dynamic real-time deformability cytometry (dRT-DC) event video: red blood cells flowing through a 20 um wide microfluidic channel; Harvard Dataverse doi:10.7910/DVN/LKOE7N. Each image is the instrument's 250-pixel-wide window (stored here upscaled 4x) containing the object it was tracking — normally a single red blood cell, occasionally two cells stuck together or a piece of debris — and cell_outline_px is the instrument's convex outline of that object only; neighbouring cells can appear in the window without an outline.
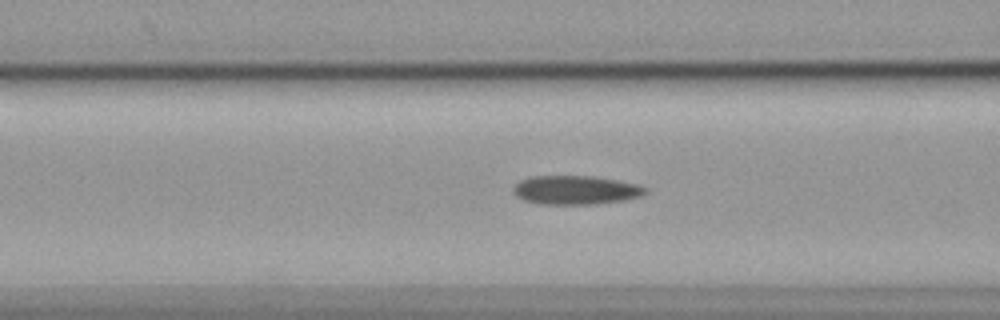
{"species": "common noctule bat (a hibernating species)", "species_latin": "Nyctalus noctula", "temperature_condition": "cold", "stored_images_in_passage": 47, "camera_frame_rate_fps": 3000, "um_per_image_px": 0.085, "animal": {"sex": "female", "body_mass_g": 19.9}, "frame": {"image": 1, "passage_image": 20, "time_ms": 6.333, "image_size_px": [1000, 320], "cell_outline_px": [[648, 192], [640, 196], [624, 200], [596, 204], [540, 204], [524, 200], [516, 196], [512, 188], [520, 180], [532, 176], [596, 176], [640, 184], [648, 188]], "centroid_in_image_um": [48.97, 16.15], "position_along_channel_um": 117.6, "area_um2": 22.43}}
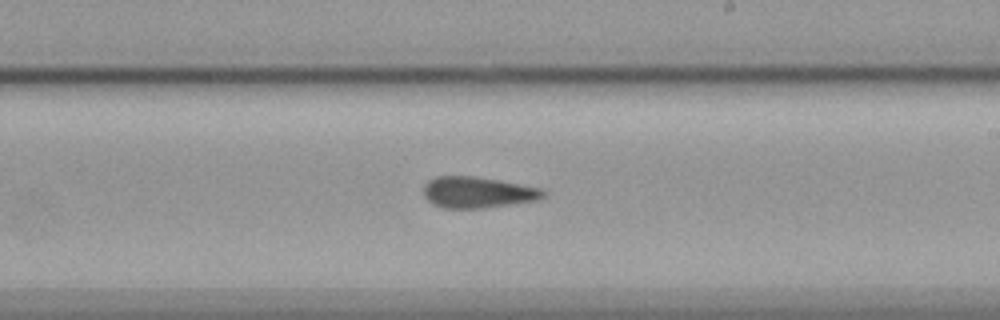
{"frame": {"image": 2, "passage_image": 31, "time_ms": 10.0, "image_size_px": [1000, 320], "cell_outline_px": [[544, 196], [536, 200], [484, 208], [444, 208], [432, 204], [424, 196], [424, 184], [428, 180], [436, 176], [472, 176], [496, 180], [540, 188], [544, 192]], "centroid_in_image_um": [40.53, 16.35], "position_along_channel_um": 248.5, "area_um2": 21.44}}
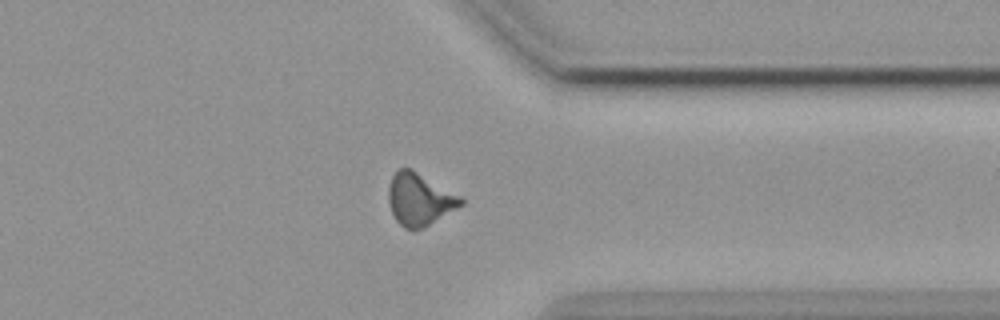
{"frame": {"image": 3, "passage_image": 42, "time_ms": 13.667, "image_size_px": [1000, 320], "cell_outline_px": [[464, 204], [428, 224], [420, 228], [404, 228], [396, 220], [392, 212], [388, 200], [388, 188], [392, 176], [400, 168], [412, 168], [460, 196], [464, 200]], "centroid_in_image_um": [35.64, 16.91], "position_along_channel_um": 375.8, "area_um2": 21.62}, "authors_computed_cell_mechanics": {"area_um2": 21.8484, "velocity_mm_per_s": 3.5783, "shape_relaxation_time_tau1_ms": null, "shape_relaxation_time_tau2_ms": 7.3337, "deformation_change_tau1": null, "deformation_change_tau2": 0.163}}